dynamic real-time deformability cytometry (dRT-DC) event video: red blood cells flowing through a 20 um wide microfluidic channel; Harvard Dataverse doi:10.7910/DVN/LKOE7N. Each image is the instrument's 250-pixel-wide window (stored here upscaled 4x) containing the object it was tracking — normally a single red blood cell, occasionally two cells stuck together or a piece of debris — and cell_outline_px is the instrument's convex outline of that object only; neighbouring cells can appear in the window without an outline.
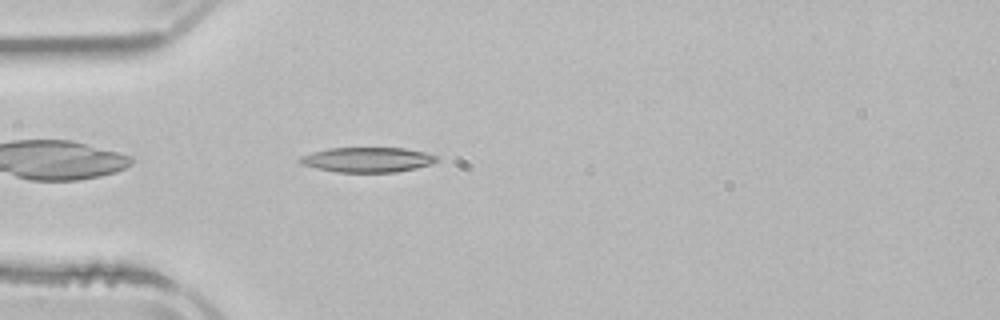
{"species": "common noctule bat (a hibernating species)", "species_latin": "Nyctalus noctula", "temperature_condition": "room temperature", "stored_images_in_passage": 4, "camera_frame_rate_fps": 3000, "um_per_image_px": 0.085, "animal": {"sex": "male", "body_mass_g": 21.5, "forearm_length_mm": 52.0}, "frame": {"image": 1, "passage_image": 4, "time_ms": 4.667, "image_size_px": [1000, 320], "cell_outline_px": [[440, 160], [432, 164], [416, 168], [396, 172], [336, 172], [316, 168], [300, 164], [296, 160], [300, 156], [312, 152], [328, 148], [404, 148], [424, 152], [436, 156]], "centroid_in_image_um": [31.2, 13.58], "position_along_channel_um": 53.8, "area_um2": 20.0}}